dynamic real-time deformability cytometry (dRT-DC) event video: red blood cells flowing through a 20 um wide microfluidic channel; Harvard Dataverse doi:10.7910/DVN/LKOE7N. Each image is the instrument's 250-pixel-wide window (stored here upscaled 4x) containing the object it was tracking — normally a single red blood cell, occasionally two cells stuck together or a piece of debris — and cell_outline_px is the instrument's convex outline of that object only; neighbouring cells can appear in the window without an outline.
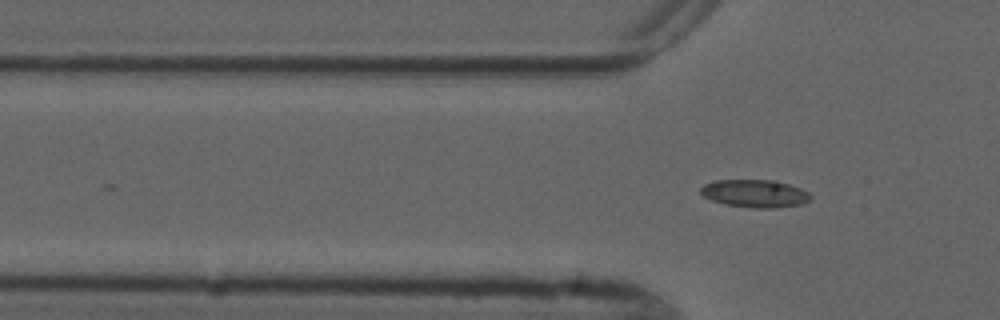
{"species": "common noctule bat (a hibernating species)", "species_latin": "Nyctalus noctula", "temperature_condition": "cold", "stored_images_in_passage": 5, "camera_frame_rate_fps": 3000, "um_per_image_px": 0.085, "animal": {"sex": "male", "forearm_length_mm": 52.5}, "frame": {"image": 1, "passage_image": 5, "time_ms": 5.0, "image_size_px": [1000, 320], "cell_outline_px": [[812, 196], [808, 200], [800, 204], [776, 208], [756, 208], [724, 204], [712, 200], [704, 196], [700, 192], [700, 188], [704, 184], [716, 180], [772, 180], [788, 184], [800, 188], [808, 192]], "centroid_in_image_um": [64.15, 16.44], "position_along_channel_um": 61.7, "area_um2": 17.63}}